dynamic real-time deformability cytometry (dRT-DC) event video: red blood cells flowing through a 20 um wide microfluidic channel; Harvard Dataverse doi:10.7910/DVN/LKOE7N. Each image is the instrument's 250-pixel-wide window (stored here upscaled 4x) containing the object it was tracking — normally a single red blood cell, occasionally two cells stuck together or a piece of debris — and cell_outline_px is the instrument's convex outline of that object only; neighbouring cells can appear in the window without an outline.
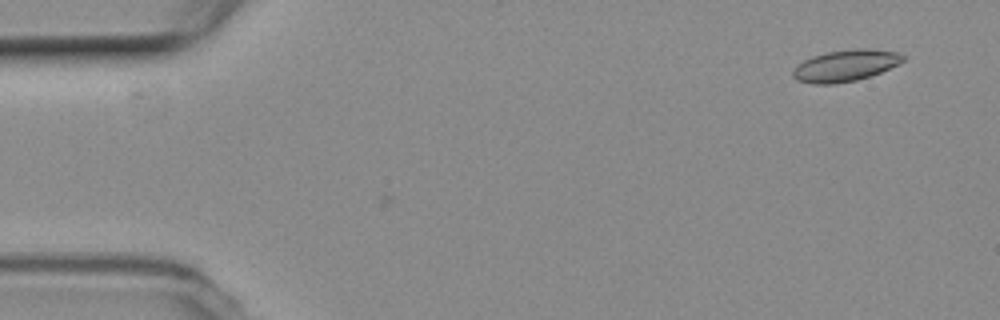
{"species": "common noctule bat (a hibernating species)", "species_latin": "Nyctalus noctula", "temperature_condition": "room temperature", "stored_images_in_passage": 8, "camera_frame_rate_fps": 3000, "um_per_image_px": 0.085, "animal": {"sex": "female", "body_mass_g": 19.3, "forearm_length_mm": 54.1}, "frame": {"image": 1, "passage_image": 8, "time_ms": 2.333, "image_size_px": [1000, 320], "cell_outline_px": [[904, 60], [900, 64], [880, 72], [856, 80], [832, 84], [812, 84], [796, 80], [792, 76], [792, 72], [804, 60], [812, 56], [828, 52], [856, 48], [868, 48], [896, 52], [904, 56]], "centroid_in_image_um": [71.86, 5.57], "position_along_channel_um": 13.1, "area_um2": 20.06}}